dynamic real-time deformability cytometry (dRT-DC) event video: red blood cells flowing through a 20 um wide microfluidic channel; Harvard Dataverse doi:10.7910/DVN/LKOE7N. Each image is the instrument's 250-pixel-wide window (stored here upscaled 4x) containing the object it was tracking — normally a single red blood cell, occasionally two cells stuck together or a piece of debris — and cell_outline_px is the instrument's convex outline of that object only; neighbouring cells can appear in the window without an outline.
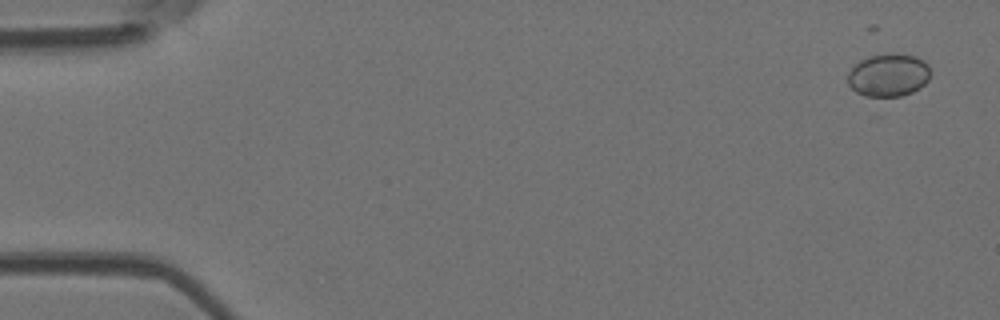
{"species": "Egyptian fruit bat (a non-hibernating species)", "species_latin": "Rousettus aegyptiacus", "temperature_condition": "room temperature", "stored_images_in_passage": 5, "camera_frame_rate_fps": 3000, "um_per_image_px": 0.085, "animal": {"sex": "female"}, "frame": {"image": 1, "passage_image": 1, "time_ms": 0.0, "image_size_px": [1000, 320], "cell_outline_px": [[928, 80], [920, 88], [912, 92], [900, 96], [864, 96], [856, 92], [848, 84], [848, 72], [860, 60], [868, 56], [892, 52], [916, 56], [924, 60], [928, 64]], "centroid_in_image_um": [75.51, 6.37], "position_along_channel_um": 9.5, "area_um2": 20.75}}
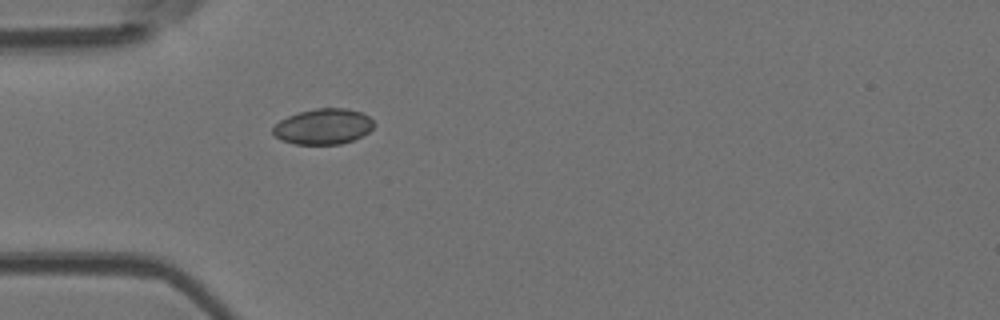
{"frame": {"image": 2, "passage_image": 5, "time_ms": 4.667, "image_size_px": [1000, 320], "cell_outline_px": [[372, 128], [368, 132], [352, 140], [340, 144], [296, 144], [280, 140], [272, 132], [272, 128], [280, 120], [288, 116], [300, 112], [316, 108], [344, 108], [360, 112], [368, 116], [372, 120]], "centroid_in_image_um": [27.44, 10.75], "position_along_channel_um": 57.6, "area_um2": 20.69}}